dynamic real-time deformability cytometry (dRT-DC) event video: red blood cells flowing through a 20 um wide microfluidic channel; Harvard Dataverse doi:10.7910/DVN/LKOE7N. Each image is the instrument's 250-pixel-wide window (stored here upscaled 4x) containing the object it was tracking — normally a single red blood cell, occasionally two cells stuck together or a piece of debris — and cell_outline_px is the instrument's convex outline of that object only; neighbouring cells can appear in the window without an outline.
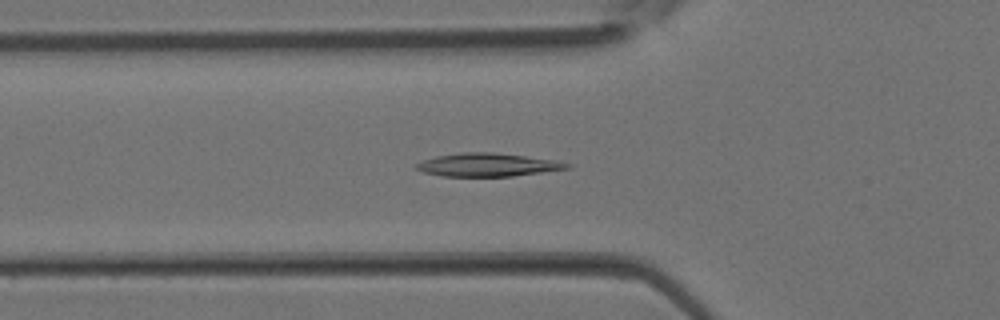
{"species": "Egyptian fruit bat (a non-hibernating species)", "species_latin": "Rousettus aegyptiacus", "temperature_condition": "room temperature", "stored_images_in_passage": 37, "camera_frame_rate_fps": 3000, "um_per_image_px": 0.085, "animal": {"sex": "female"}, "frame": {"image": 1, "passage_image": 13, "time_ms": 4.0, "image_size_px": [1000, 320], "cell_outline_px": [[572, 168], [512, 176], [440, 176], [424, 172], [416, 168], [416, 164], [424, 160], [436, 156], [460, 152], [492, 152], [556, 160], [572, 164]], "centroid_in_image_um": [41.48, 14.01], "position_along_channel_um": 84.3, "area_um2": 20.29}}
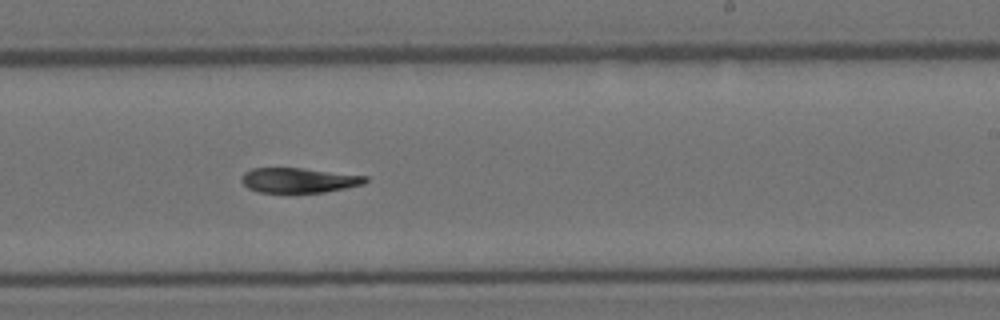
{"frame": {"image": 2, "passage_image": 23, "time_ms": 7.333, "image_size_px": [1000, 320], "cell_outline_px": [[368, 180], [364, 184], [324, 192], [292, 196], [288, 196], [260, 192], [248, 188], [240, 180], [244, 172], [252, 168], [304, 168], [368, 176]], "centroid_in_image_um": [25.37, 15.37], "position_along_channel_um": 263.6, "area_um2": 18.9}}
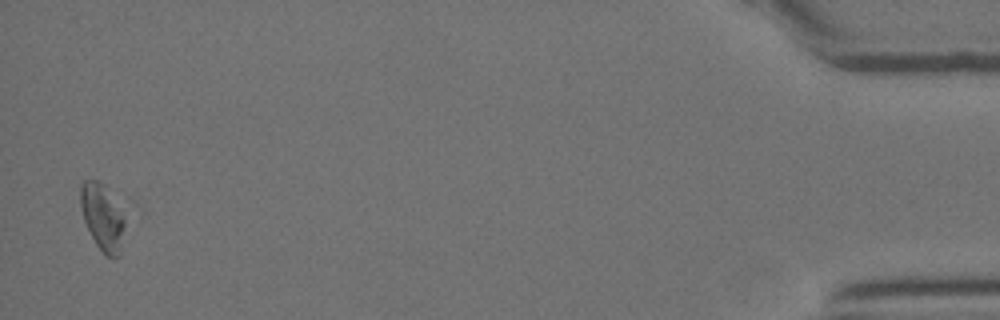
{"frame": {"image": 3, "passage_image": 37, "time_ms": 12.0, "image_size_px": [1000, 320], "cell_outline_px": [[124, 224], [120, 256], [104, 256], [96, 244], [84, 220], [80, 204], [80, 188], [84, 180], [96, 180], [100, 184], [124, 216]], "centroid_in_image_um": [8.68, 18.53], "position_along_channel_um": 426.5, "area_um2": 16.36}}